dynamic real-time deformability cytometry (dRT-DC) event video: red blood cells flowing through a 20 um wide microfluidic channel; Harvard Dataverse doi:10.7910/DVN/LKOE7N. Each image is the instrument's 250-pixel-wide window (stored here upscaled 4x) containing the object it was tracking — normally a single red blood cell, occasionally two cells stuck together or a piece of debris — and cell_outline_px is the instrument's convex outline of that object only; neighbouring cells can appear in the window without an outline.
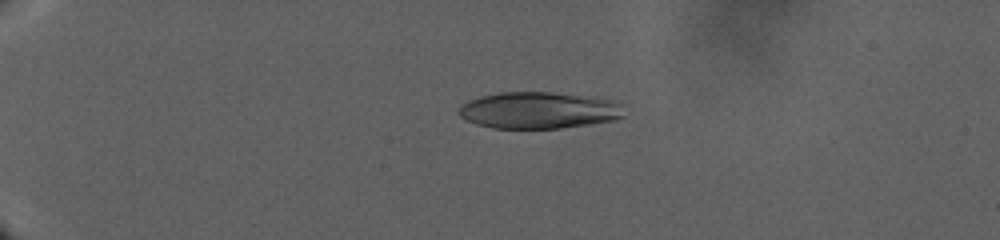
{"species": "human", "species_latin": "Homo sapiens", "temperature_condition": "warm", "stored_images_in_passage": 183, "camera_frame_rate_fps": 3000, "um_per_image_px": 0.085, "donor": {"sex": "male"}, "frame": {"image": 1, "passage_image": 54, "time_ms": 12.667, "image_size_px": [1000, 240], "cell_outline_px": [[624, 116], [612, 120], [588, 124], [560, 128], [492, 128], [476, 124], [464, 120], [460, 116], [460, 104], [468, 100], [480, 96], [500, 92], [552, 92], [596, 96], [612, 100], [620, 104]], "centroid_in_image_um": [45.77, 9.36], "position_along_channel_um": 39.2, "area_um2": 35.49}}
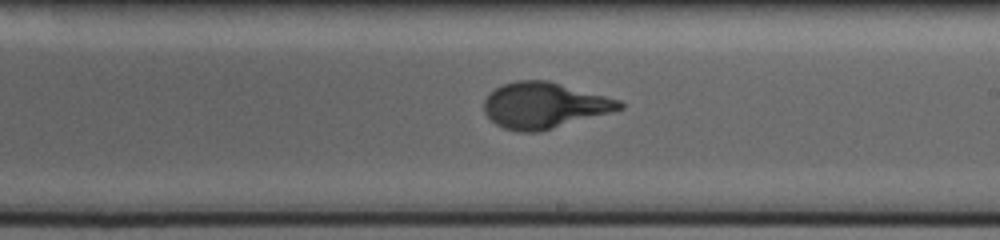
{"frame": {"image": 2, "passage_image": 128, "time_ms": 30.667, "image_size_px": [1000, 240], "cell_outline_px": [[624, 108], [612, 112], [540, 132], [520, 132], [504, 128], [496, 124], [484, 112], [484, 100], [488, 92], [504, 84], [516, 80], [548, 80], [620, 100], [624, 104]], "centroid_in_image_um": [46.25, 8.96], "position_along_channel_um": 242.8, "area_um2": 36.3}}
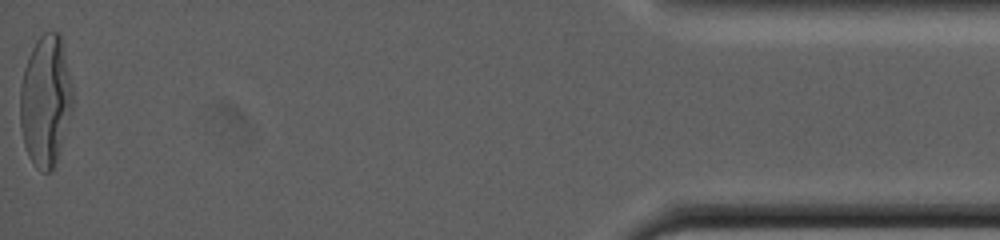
{"frame": {"image": 3, "passage_image": 183, "time_ms": 47.0, "image_size_px": [1000, 240], "cell_outline_px": [[72, 108], [56, 160], [52, 168], [48, 172], [40, 172], [36, 168], [28, 156], [24, 144], [20, 124], [20, 84], [24, 68], [28, 56], [36, 40], [44, 32], [60, 32], [72, 88]], "centroid_in_image_um": [3.84, 8.54], "position_along_channel_um": 431.4, "area_um2": 39.82}}